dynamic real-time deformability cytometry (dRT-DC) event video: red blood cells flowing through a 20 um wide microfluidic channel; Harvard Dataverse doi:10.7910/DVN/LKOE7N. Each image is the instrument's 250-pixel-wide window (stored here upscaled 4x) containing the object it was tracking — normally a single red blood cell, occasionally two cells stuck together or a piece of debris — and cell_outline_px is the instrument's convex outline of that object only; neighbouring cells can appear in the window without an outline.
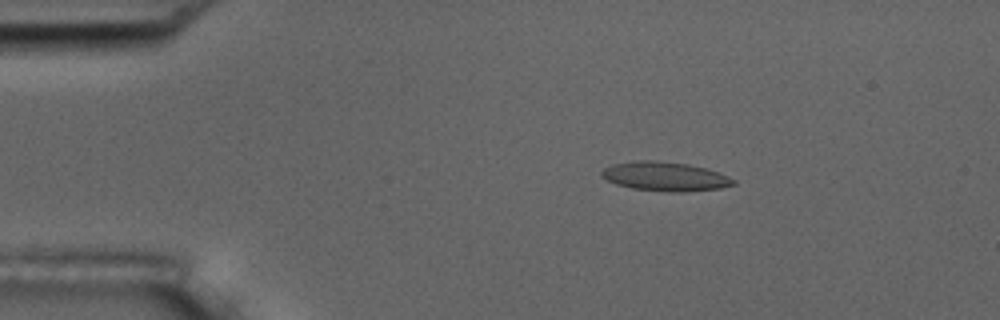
{"species": "common noctule bat (a hibernating species)", "species_latin": "Nyctalus noctula", "temperature_condition": "room temperature", "stored_images_in_passage": 6, "camera_frame_rate_fps": 3000, "um_per_image_px": 0.085, "animal": {"sex": "male", "body_mass_g": 17.5, "forearm_length_mm": 52.3}, "frame": {"image": 1, "passage_image": 3, "time_ms": 2.333, "image_size_px": [1000, 320], "cell_outline_px": [[736, 184], [720, 188], [684, 192], [668, 192], [632, 188], [616, 184], [600, 176], [600, 172], [604, 168], [612, 164], [632, 160], [656, 160], [688, 164], [704, 168], [728, 176], [736, 180]], "centroid_in_image_um": [56.5, 14.99], "position_along_channel_um": 28.5, "area_um2": 22.43}}
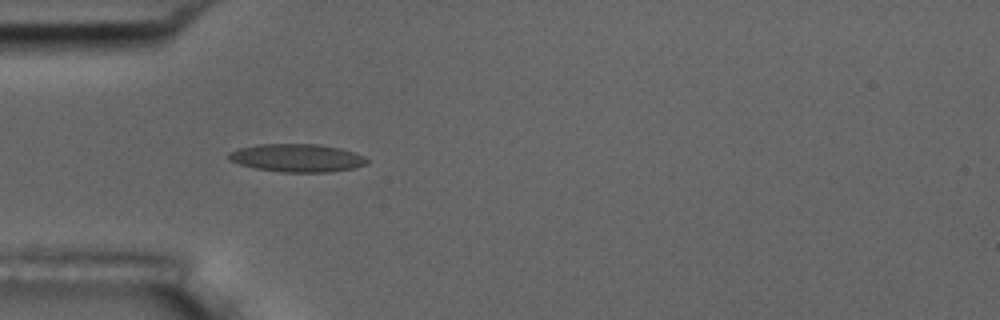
{"frame": {"image": 2, "passage_image": 5, "time_ms": 4.667, "image_size_px": [1000, 320], "cell_outline_px": [[368, 164], [356, 168], [332, 172], [280, 172], [256, 168], [240, 164], [228, 160], [228, 152], [240, 148], [256, 144], [316, 144], [340, 148], [364, 156], [368, 160]], "centroid_in_image_um": [25.26, 13.43], "position_along_channel_um": 59.7, "area_um2": 22.66}}